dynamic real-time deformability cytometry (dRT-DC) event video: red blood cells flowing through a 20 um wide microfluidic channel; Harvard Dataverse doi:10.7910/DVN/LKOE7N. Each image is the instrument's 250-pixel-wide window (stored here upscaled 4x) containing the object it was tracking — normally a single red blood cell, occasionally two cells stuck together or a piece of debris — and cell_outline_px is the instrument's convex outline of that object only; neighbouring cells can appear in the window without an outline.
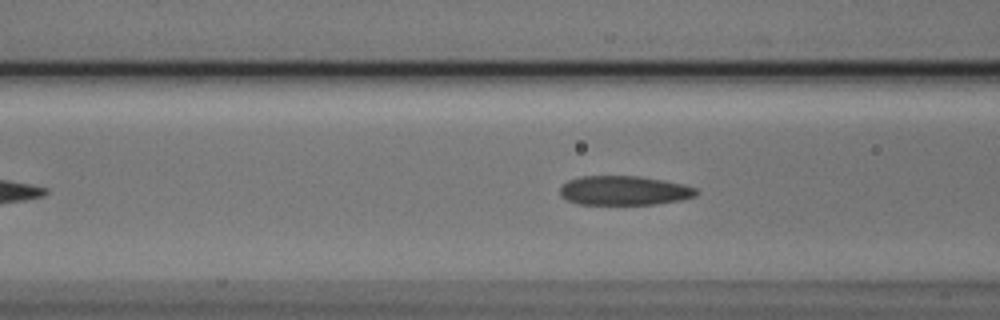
{"species": "Egyptian fruit bat (a non-hibernating species)", "species_latin": "Rousettus aegyptiacus", "temperature_condition": "cold", "stored_images_in_passage": 43, "camera_frame_rate_fps": 3000, "um_per_image_px": 0.085, "animal": {"sex": "male"}, "frame": {"image": 1, "passage_image": 14, "time_ms": 4.333, "image_size_px": [1000, 320], "cell_outline_px": [[700, 192], [696, 196], [680, 200], [656, 204], [576, 204], [560, 196], [560, 184], [568, 180], [580, 176], [640, 176], [680, 184], [696, 188]], "centroid_in_image_um": [53.0, 16.2], "position_along_channel_um": 113.6, "area_um2": 23.29}}
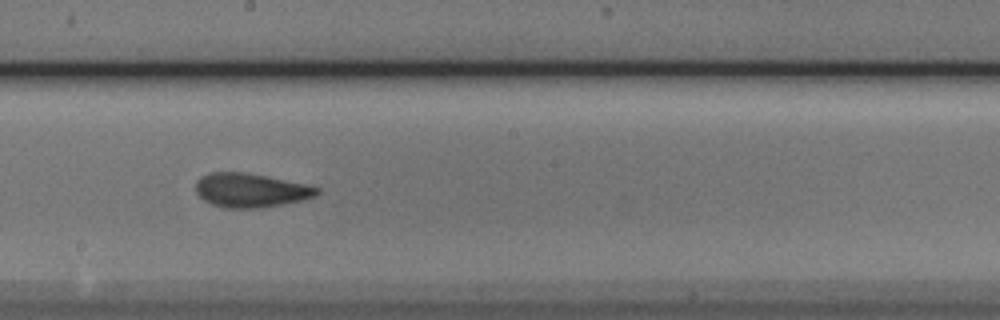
{"frame": {"image": 2, "passage_image": 23, "time_ms": 7.333, "image_size_px": [1000, 320], "cell_outline_px": [[320, 192], [316, 196], [304, 200], [284, 204], [260, 208], [224, 208], [212, 204], [204, 200], [196, 192], [196, 180], [200, 176], [208, 172], [244, 172], [304, 184], [320, 188]], "centroid_in_image_um": [21.29, 16.18], "position_along_channel_um": 226.9, "area_um2": 24.04}}
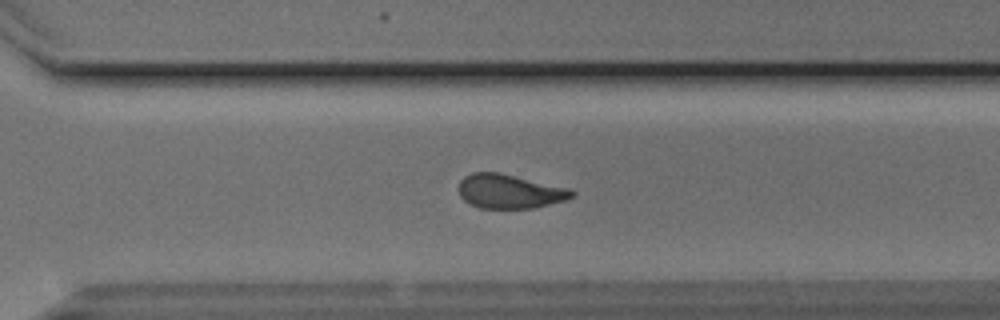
{"frame": {"image": 3, "passage_image": 31, "time_ms": 10.0, "image_size_px": [1000, 320], "cell_outline_px": [[576, 196], [564, 200], [532, 208], [480, 208], [464, 200], [460, 196], [460, 180], [464, 176], [472, 172], [500, 172], [568, 188], [576, 192]], "centroid_in_image_um": [43.32, 16.25], "position_along_channel_um": 327.3, "area_um2": 22.37}, "authors_computed_cell_mechanics": {"area_um2": 23.2934, "velocity_mm_per_s": 3.7753, "shape_relaxation_time_tau1_ms": 5.4905, "shape_relaxation_time_tau2_ms": 2.4675, "deformation_change_tau1": 0.1606, "deformation_change_tau2": 0.0851}}